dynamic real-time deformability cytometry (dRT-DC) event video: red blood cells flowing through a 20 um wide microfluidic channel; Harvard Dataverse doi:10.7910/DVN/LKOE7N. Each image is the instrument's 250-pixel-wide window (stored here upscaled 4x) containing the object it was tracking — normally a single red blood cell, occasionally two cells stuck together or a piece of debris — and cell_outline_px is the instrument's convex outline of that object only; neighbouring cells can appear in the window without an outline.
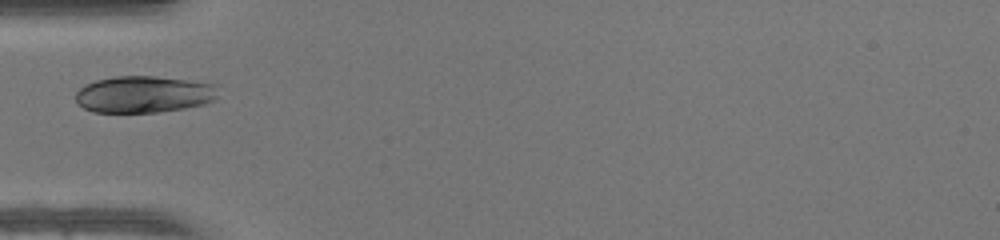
{"species": "human", "species_latin": "Homo sapiens", "temperature_condition": "warm", "stored_images_in_passage": 27, "camera_frame_rate_fps": 3000, "um_per_image_px": 0.085, "donor": {"sex": "female"}, "frame": {"image": 1, "passage_image": 1, "time_ms": 0.0, "image_size_px": [1000, 240], "cell_outline_px": [[220, 84], [216, 96], [212, 100], [204, 104], [184, 108], [160, 112], [92, 112], [84, 108], [76, 100], [76, 92], [84, 84], [96, 80], [116, 76], [156, 76]], "centroid_in_image_um": [12.25, 8.01], "position_along_channel_um": 72.8, "area_um2": 30.69}}
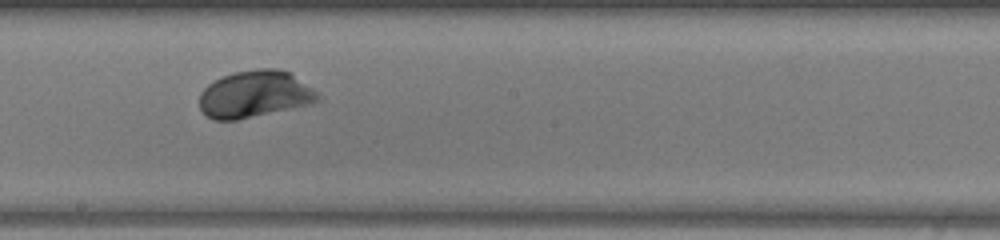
{"frame": {"image": 2, "passage_image": 12, "time_ms": 3.667, "image_size_px": [1000, 240], "cell_outline_px": [[324, 96], [320, 100], [312, 104], [236, 120], [212, 120], [204, 116], [200, 108], [200, 92], [208, 84], [220, 76], [232, 72], [256, 68], [276, 68], [288, 72]], "centroid_in_image_um": [21.64, 8.01], "position_along_channel_um": 226.6, "area_um2": 32.77}}
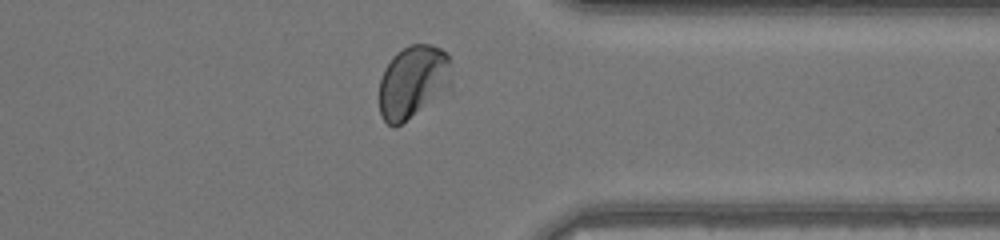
{"frame": {"image": 3, "passage_image": 23, "time_ms": 7.333, "image_size_px": [1000, 240], "cell_outline_px": [[452, 88], [396, 128], [392, 128], [380, 116], [380, 80], [384, 68], [392, 56], [396, 52], [408, 44], [432, 44], [440, 48], [452, 60]], "centroid_in_image_um": [35.14, 6.95], "position_along_channel_um": 376.3, "area_um2": 31.56}}